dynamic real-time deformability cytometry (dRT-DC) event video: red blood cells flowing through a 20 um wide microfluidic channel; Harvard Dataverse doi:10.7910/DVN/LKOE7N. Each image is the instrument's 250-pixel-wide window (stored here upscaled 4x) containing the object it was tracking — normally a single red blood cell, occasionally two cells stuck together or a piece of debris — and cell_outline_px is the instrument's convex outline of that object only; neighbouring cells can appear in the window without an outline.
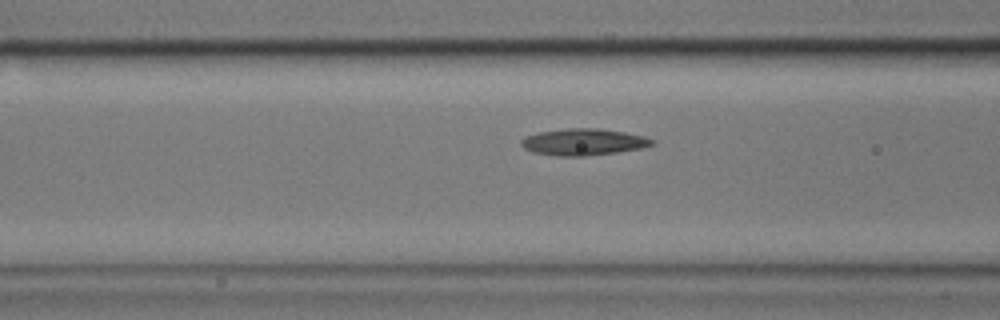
{"species": "common noctule bat (a hibernating species)", "species_latin": "Nyctalus noctula", "temperature_condition": "cold", "stored_images_in_passage": 18, "camera_frame_rate_fps": 3000, "um_per_image_px": 0.085, "animal": {"sex": "male", "body_mass_g": 17.9}, "frame": {"image": 1, "passage_image": 16, "time_ms": 5.0, "image_size_px": [1000, 320], "cell_outline_px": [[656, 144], [640, 148], [616, 152], [584, 156], [556, 156], [532, 152], [524, 148], [520, 144], [520, 140], [524, 136], [540, 132], [568, 128], [596, 128], [624, 132], [644, 136], [656, 140]], "centroid_in_image_um": [49.58, 12.07], "position_along_channel_um": 117.0, "area_um2": 20.35}}